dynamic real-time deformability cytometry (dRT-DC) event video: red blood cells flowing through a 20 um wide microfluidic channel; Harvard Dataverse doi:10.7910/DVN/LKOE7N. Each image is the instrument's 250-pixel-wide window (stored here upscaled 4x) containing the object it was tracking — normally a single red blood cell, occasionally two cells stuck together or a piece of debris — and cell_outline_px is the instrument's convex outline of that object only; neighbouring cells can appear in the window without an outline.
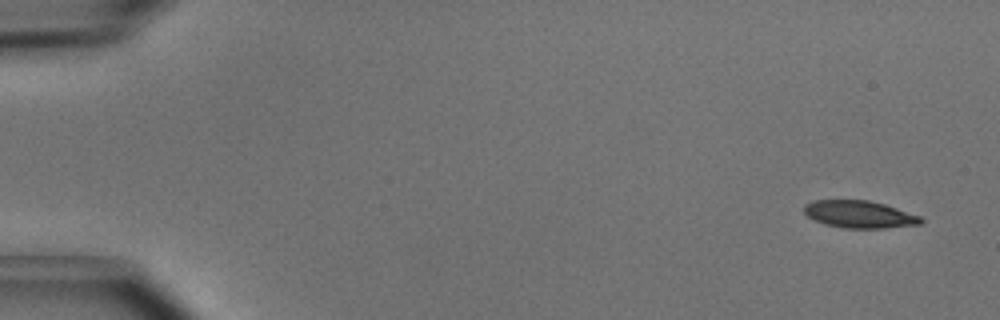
{"species": "common noctule bat (a hibernating species)", "species_latin": "Nyctalus noctula", "temperature_condition": "cold", "stored_images_in_passage": 3, "camera_frame_rate_fps": 3000, "um_per_image_px": 0.085, "animal": {"sex": "male", "body_mass_g": 15.6}, "frame": {"image": 1, "passage_image": 1, "time_ms": 0.0, "image_size_px": [1000, 320], "cell_outline_px": [[924, 220], [920, 224], [884, 228], [844, 228], [824, 224], [808, 216], [804, 212], [804, 204], [812, 200], [868, 200], [884, 204], [920, 216]], "centroid_in_image_um": [73.03, 18.21], "position_along_channel_um": 12.0, "area_um2": 18.5}}